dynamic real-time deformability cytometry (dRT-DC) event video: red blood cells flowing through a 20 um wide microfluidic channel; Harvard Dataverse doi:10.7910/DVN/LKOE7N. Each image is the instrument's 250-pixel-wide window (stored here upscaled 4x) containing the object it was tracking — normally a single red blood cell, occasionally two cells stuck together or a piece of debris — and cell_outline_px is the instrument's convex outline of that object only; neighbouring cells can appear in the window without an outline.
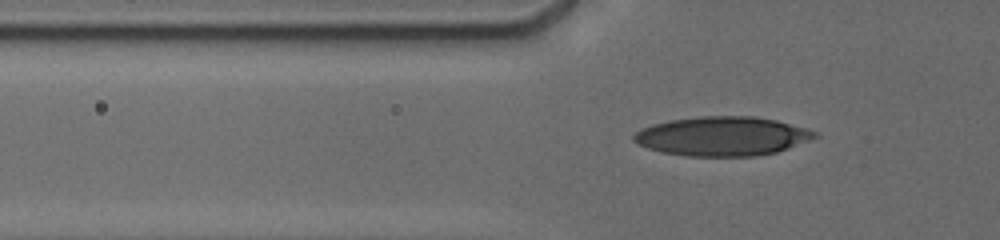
{"species": "human", "species_latin": "Homo sapiens", "temperature_condition": "cold", "stored_images_in_passage": 50, "camera_frame_rate_fps": 3000, "um_per_image_px": 0.085, "donor": {"sex": "male"}, "frame": {"image": 1, "passage_image": 18, "time_ms": 6.667, "image_size_px": [1000, 240], "cell_outline_px": [[816, 136], [788, 148], [776, 152], [756, 156], [688, 156], [660, 152], [648, 148], [632, 140], [632, 136], [636, 132], [652, 124], [672, 120], [700, 116], [752, 116], [776, 120], [804, 128], [816, 132]], "centroid_in_image_um": [61.35, 11.58], "position_along_channel_um": 64.5, "area_um2": 40.86}}
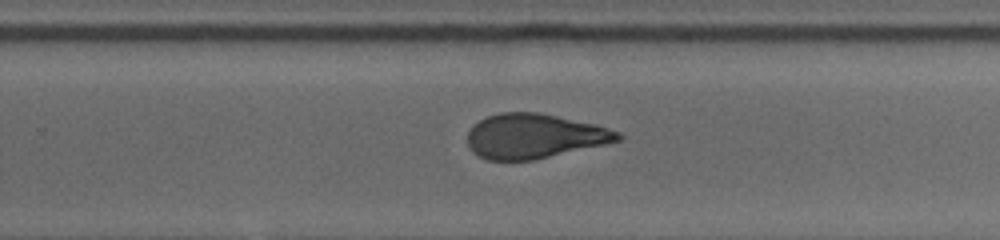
{"frame": {"image": 2, "passage_image": 35, "time_ms": 12.667, "image_size_px": [1000, 240], "cell_outline_px": [[624, 136], [620, 140], [604, 144], [532, 160], [488, 160], [476, 156], [472, 152], [468, 144], [468, 132], [480, 120], [488, 116], [500, 112], [536, 112], [596, 124], [620, 132]], "centroid_in_image_um": [45.4, 11.57], "position_along_channel_um": 284.4, "area_um2": 38.78}}
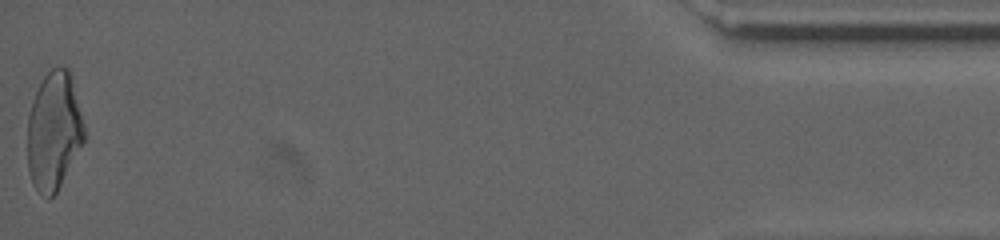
{"frame": {"image": 3, "passage_image": 50, "time_ms": 18.667, "image_size_px": [1000, 240], "cell_outline_px": [[84, 144], [56, 192], [48, 200], [32, 184], [28, 168], [28, 116], [32, 100], [44, 76], [52, 68], [60, 64], [68, 68], [72, 76], [84, 124]], "centroid_in_image_um": [4.59, 11.11], "position_along_channel_um": 430.6, "area_um2": 39.3}, "authors_computed_cell_mechanics": {"area_um2": 39.5352, "velocity_mm_per_s": 3.7957, "shape_relaxation_time_tau1_ms": 8.2414, "shape_relaxation_time_tau2_ms": 1.8324, "deformation_change_tau1": 0.2271, "deformation_change_tau2": 0.1014}}